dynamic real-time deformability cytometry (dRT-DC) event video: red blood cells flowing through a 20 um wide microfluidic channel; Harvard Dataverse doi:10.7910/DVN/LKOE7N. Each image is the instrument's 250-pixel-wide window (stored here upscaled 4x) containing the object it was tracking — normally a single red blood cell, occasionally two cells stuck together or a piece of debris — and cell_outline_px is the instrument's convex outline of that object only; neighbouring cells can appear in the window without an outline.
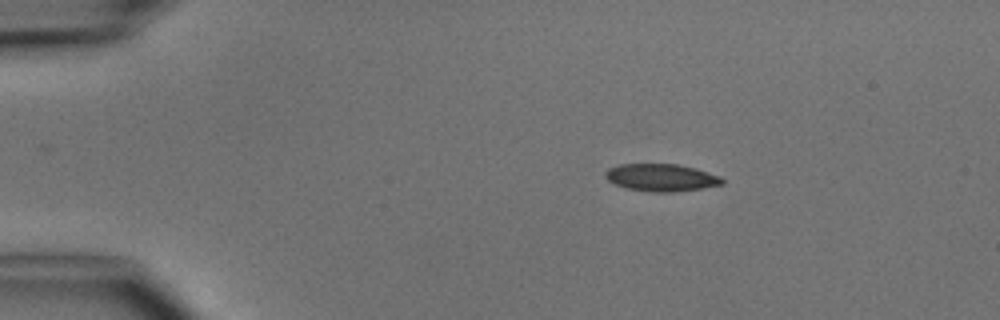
{"species": "common noctule bat (a hibernating species)", "species_latin": "Nyctalus noctula", "temperature_condition": "cold", "stored_images_in_passage": 6, "camera_frame_rate_fps": 3000, "um_per_image_px": 0.085, "animal": {"sex": "male", "body_mass_g": 15.6}, "frame": {"image": 1, "passage_image": 3, "time_ms": 2.333, "image_size_px": [1000, 320], "cell_outline_px": [[724, 184], [676, 192], [652, 192], [624, 188], [608, 180], [604, 176], [604, 172], [608, 168], [620, 164], [676, 164], [696, 168], [720, 176], [724, 180]], "centroid_in_image_um": [56.19, 15.09], "position_along_channel_um": 28.8, "area_um2": 18.73}}
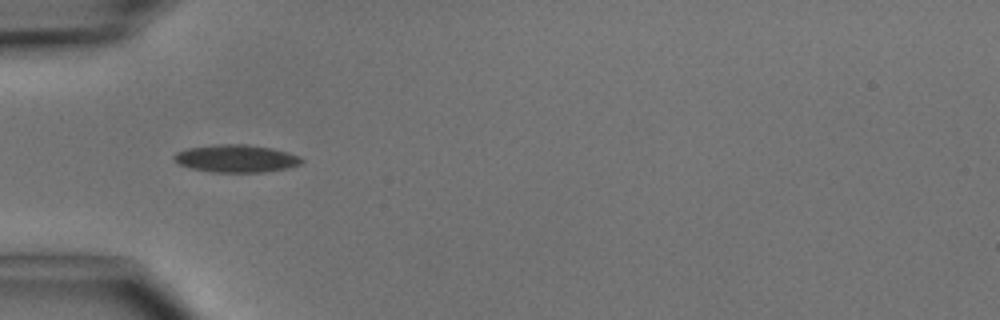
{"frame": {"image": 2, "passage_image": 5, "time_ms": 4.667, "image_size_px": [1000, 320], "cell_outline_px": [[304, 160], [300, 164], [288, 168], [264, 172], [212, 172], [192, 168], [180, 164], [172, 156], [176, 152], [188, 148], [216, 144], [248, 144], [272, 148], [288, 152], [300, 156]], "centroid_in_image_um": [20.11, 13.47], "position_along_channel_um": 64.9, "area_um2": 20.52}}